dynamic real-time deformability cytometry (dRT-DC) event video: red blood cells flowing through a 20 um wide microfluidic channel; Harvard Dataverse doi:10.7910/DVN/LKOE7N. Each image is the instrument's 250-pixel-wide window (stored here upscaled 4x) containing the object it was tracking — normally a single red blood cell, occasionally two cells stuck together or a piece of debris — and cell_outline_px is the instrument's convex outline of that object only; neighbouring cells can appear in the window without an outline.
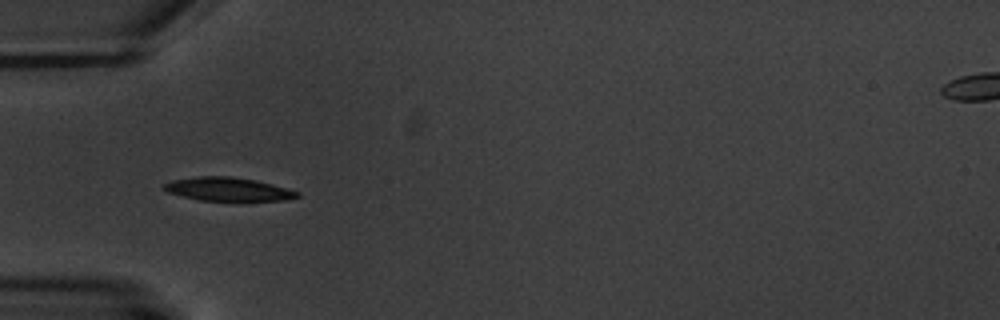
{"species": "common noctule bat (a hibernating species)", "species_latin": "Nyctalus noctula", "temperature_condition": "warm", "stored_images_in_passage": 3, "camera_frame_rate_fps": 3000, "um_per_image_px": 0.085, "animal": {"sex": "male", "body_mass_g": 20.1, "forearm_length_mm": 53.5}, "frame": {"image": 1, "passage_image": 3, "time_ms": 3.0, "image_size_px": [1000, 320], "cell_outline_px": [[300, 196], [284, 200], [200, 200], [168, 192], [164, 188], [164, 184], [172, 180], [196, 176], [232, 176], [256, 180], [288, 188], [300, 192]], "centroid_in_image_um": [19.41, 16.06], "position_along_channel_um": 65.6, "area_um2": 18.03}}